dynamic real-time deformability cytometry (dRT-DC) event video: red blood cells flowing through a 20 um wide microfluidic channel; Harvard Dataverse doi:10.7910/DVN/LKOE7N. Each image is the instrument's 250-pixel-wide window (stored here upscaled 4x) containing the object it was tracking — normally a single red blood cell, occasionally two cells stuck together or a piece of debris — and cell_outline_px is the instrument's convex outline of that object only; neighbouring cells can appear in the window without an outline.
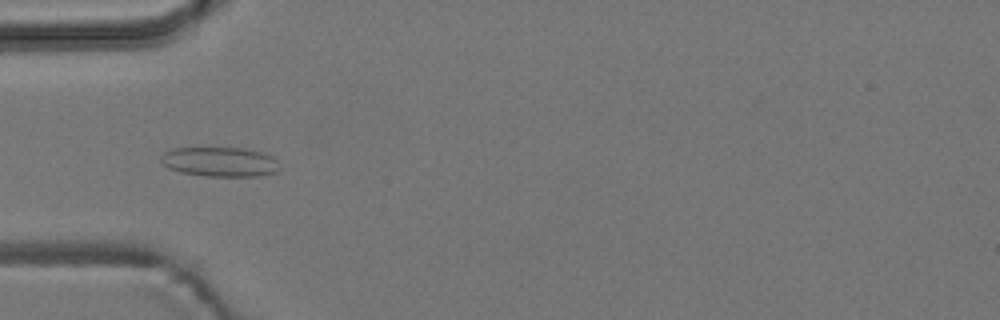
{"species": "common noctule bat (a hibernating species)", "species_latin": "Nyctalus noctula", "temperature_condition": "room temperature", "stored_images_in_passage": 9, "camera_frame_rate_fps": 3000, "um_per_image_px": 0.085, "animal": {"sex": "male", "body_mass_g": 19.2, "forearm_length_mm": 51.8}, "frame": {"image": 1, "passage_image": 3, "time_ms": 2.333, "image_size_px": [1000, 320], "cell_outline_px": [[276, 172], [256, 176], [208, 176], [180, 172], [168, 168], [160, 160], [160, 156], [164, 152], [172, 148], [244, 148], [260, 152], [272, 156], [276, 160]], "centroid_in_image_um": [18.63, 13.75], "position_along_channel_um": 66.4, "area_um2": 20.23}}
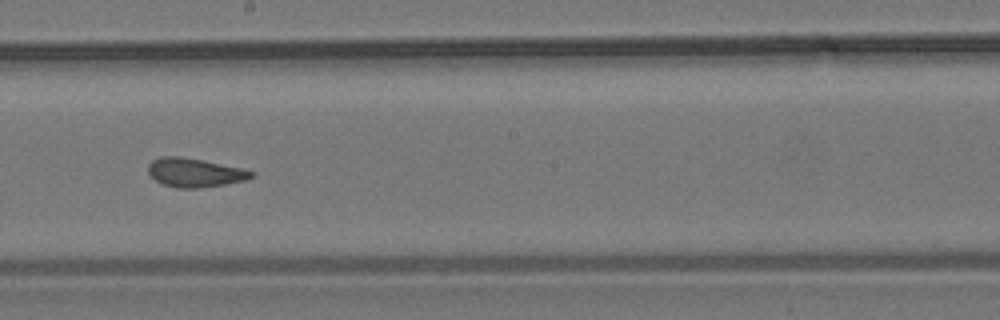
{"frame": {"image": 2, "passage_image": 7, "time_ms": 6.667, "image_size_px": [1000, 320], "cell_outline_px": [[256, 176], [244, 180], [224, 184], [200, 188], [176, 188], [164, 184], [156, 180], [148, 172], [148, 164], [152, 160], [160, 156], [180, 156], [244, 168], [256, 172]], "centroid_in_image_um": [16.58, 14.66], "position_along_channel_um": 231.6, "area_um2": 17.4}}
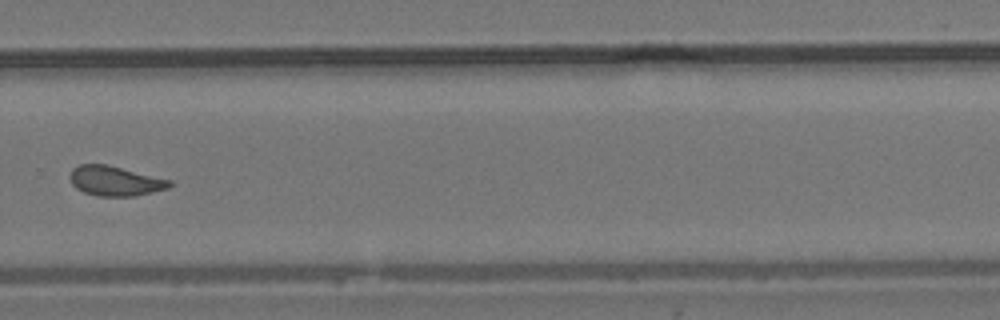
{"frame": {"image": 3, "passage_image": 9, "time_ms": 9.0, "image_size_px": [1000, 320], "cell_outline_px": [[172, 184], [168, 188], [152, 192], [132, 196], [96, 196], [84, 192], [76, 188], [72, 184], [68, 176], [72, 168], [80, 164], [108, 164], [172, 180]], "centroid_in_image_um": [9.76, 15.37], "position_along_channel_um": 320.0, "area_um2": 17.46}}